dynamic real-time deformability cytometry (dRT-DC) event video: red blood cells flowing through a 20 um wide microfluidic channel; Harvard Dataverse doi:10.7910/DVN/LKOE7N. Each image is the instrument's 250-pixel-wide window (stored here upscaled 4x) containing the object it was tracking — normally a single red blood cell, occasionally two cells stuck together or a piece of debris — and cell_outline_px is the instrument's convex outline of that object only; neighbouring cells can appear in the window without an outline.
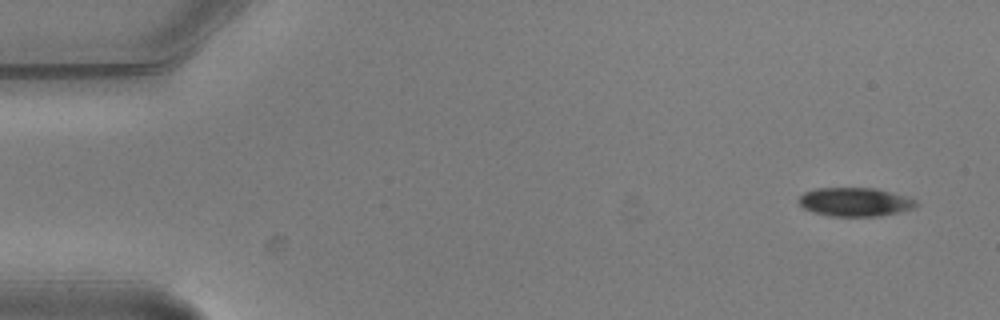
{"species": "common noctule bat (a hibernating species)", "species_latin": "Nyctalus noctula", "temperature_condition": "warm", "stored_images_in_passage": 4, "camera_frame_rate_fps": 3000, "um_per_image_px": 0.085, "animal": {"sex": "male", "body_mass_g": 20.5, "forearm_length_mm": 52.5}, "frame": {"image": 1, "passage_image": 1, "time_ms": 0.0, "image_size_px": [1000, 320], "cell_outline_px": [[920, 204], [916, 208], [900, 212], [880, 216], [832, 216], [816, 212], [804, 208], [800, 204], [800, 196], [804, 192], [816, 188], [876, 188], [908, 196], [916, 200]], "centroid_in_image_um": [72.77, 17.16], "position_along_channel_um": 12.2, "area_um2": 19.71}}
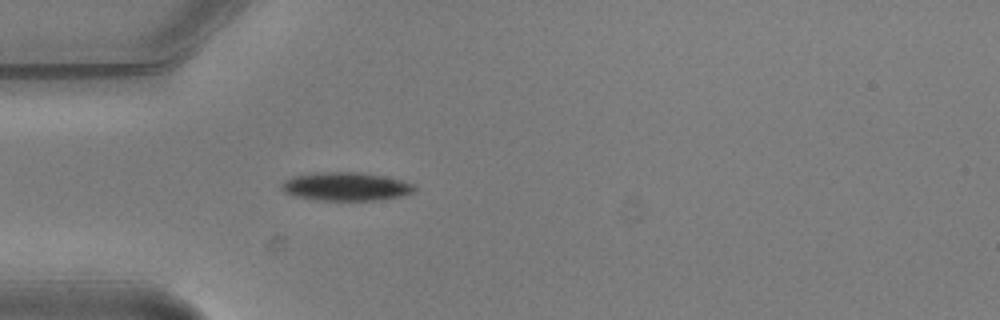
{"frame": {"image": 2, "passage_image": 4, "time_ms": 1.0, "image_size_px": [1000, 320], "cell_outline_px": [[416, 188], [412, 192], [404, 196], [376, 200], [316, 200], [296, 196], [284, 192], [280, 188], [280, 184], [284, 180], [292, 176], [316, 172], [356, 172], [384, 176], [416, 184]], "centroid_in_image_um": [29.38, 15.85], "position_along_channel_um": 55.6, "area_um2": 22.14}}